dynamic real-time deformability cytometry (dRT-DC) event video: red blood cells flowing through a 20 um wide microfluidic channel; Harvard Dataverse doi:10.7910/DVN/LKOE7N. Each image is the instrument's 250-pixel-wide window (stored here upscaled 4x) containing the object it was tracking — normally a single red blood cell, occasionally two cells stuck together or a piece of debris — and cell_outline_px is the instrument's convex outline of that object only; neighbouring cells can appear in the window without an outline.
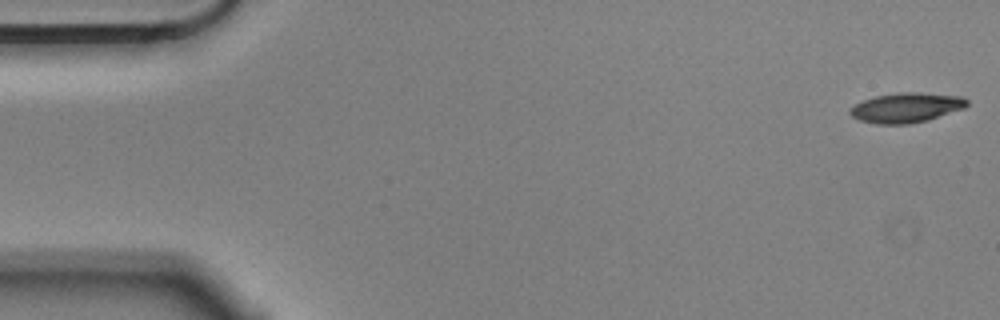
{"species": "Egyptian fruit bat (a non-hibernating species)", "species_latin": "Rousettus aegyptiacus", "temperature_condition": "cold", "stored_images_in_passage": 5, "camera_frame_rate_fps": 3000, "um_per_image_px": 0.085, "animal": {"sex": "male"}, "frame": {"image": 1, "passage_image": 1, "time_ms": 0.0, "image_size_px": [1000, 320], "cell_outline_px": [[968, 104], [964, 108], [928, 120], [908, 124], [876, 124], [860, 120], [852, 116], [848, 112], [848, 108], [864, 100], [876, 96], [900, 92], [916, 92], [964, 96], [968, 100]], "centroid_in_image_um": [77.04, 9.15], "position_along_channel_um": 8.0, "area_um2": 20.35}}
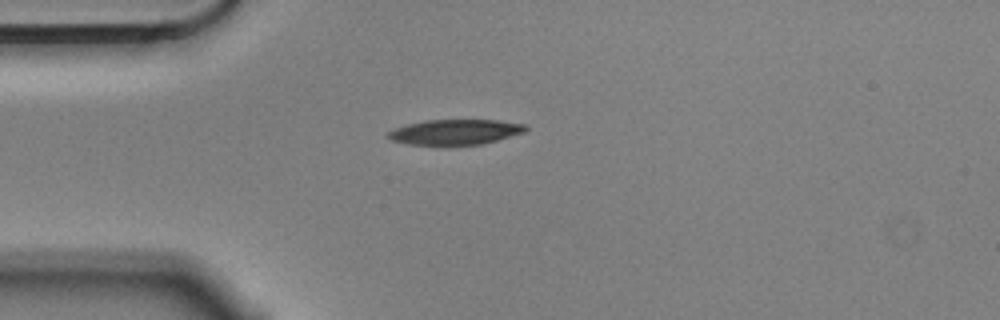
{"frame": {"image": 2, "passage_image": 5, "time_ms": 1.333, "image_size_px": [1000, 320], "cell_outline_px": [[528, 128], [524, 132], [496, 140], [480, 144], [448, 148], [444, 148], [408, 144], [392, 140], [388, 136], [388, 132], [396, 128], [408, 124], [424, 120], [496, 120], [528, 124]], "centroid_in_image_um": [38.68, 11.26], "position_along_channel_um": 46.3, "area_um2": 20.92}}